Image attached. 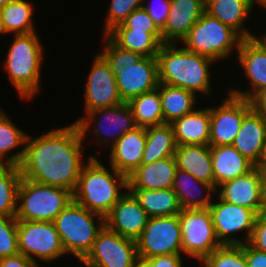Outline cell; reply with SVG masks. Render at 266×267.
<instances>
[{
    "mask_svg": "<svg viewBox=\"0 0 266 267\" xmlns=\"http://www.w3.org/2000/svg\"><path fill=\"white\" fill-rule=\"evenodd\" d=\"M201 264L205 267H249L243 245H222L208 255Z\"/></svg>",
    "mask_w": 266,
    "mask_h": 267,
    "instance_id": "cell-36",
    "label": "cell"
},
{
    "mask_svg": "<svg viewBox=\"0 0 266 267\" xmlns=\"http://www.w3.org/2000/svg\"><path fill=\"white\" fill-rule=\"evenodd\" d=\"M93 216H98V227ZM53 223L61 237L64 251L74 254L82 261L91 251L98 233L105 226V217L72 200Z\"/></svg>",
    "mask_w": 266,
    "mask_h": 267,
    "instance_id": "cell-6",
    "label": "cell"
},
{
    "mask_svg": "<svg viewBox=\"0 0 266 267\" xmlns=\"http://www.w3.org/2000/svg\"><path fill=\"white\" fill-rule=\"evenodd\" d=\"M164 43L157 54L159 82L187 91L210 92L209 64L214 61L205 56Z\"/></svg>",
    "mask_w": 266,
    "mask_h": 267,
    "instance_id": "cell-3",
    "label": "cell"
},
{
    "mask_svg": "<svg viewBox=\"0 0 266 267\" xmlns=\"http://www.w3.org/2000/svg\"><path fill=\"white\" fill-rule=\"evenodd\" d=\"M219 202L213 203L208 208L218 240L222 245H243L249 243L257 214L246 207L227 203L218 197ZM245 231L246 241H240L232 234Z\"/></svg>",
    "mask_w": 266,
    "mask_h": 267,
    "instance_id": "cell-13",
    "label": "cell"
},
{
    "mask_svg": "<svg viewBox=\"0 0 266 267\" xmlns=\"http://www.w3.org/2000/svg\"><path fill=\"white\" fill-rule=\"evenodd\" d=\"M17 241L19 253L34 263V256L49 262L66 254L61 237L50 221L18 220Z\"/></svg>",
    "mask_w": 266,
    "mask_h": 267,
    "instance_id": "cell-11",
    "label": "cell"
},
{
    "mask_svg": "<svg viewBox=\"0 0 266 267\" xmlns=\"http://www.w3.org/2000/svg\"><path fill=\"white\" fill-rule=\"evenodd\" d=\"M258 3L266 8V0H259Z\"/></svg>",
    "mask_w": 266,
    "mask_h": 267,
    "instance_id": "cell-51",
    "label": "cell"
},
{
    "mask_svg": "<svg viewBox=\"0 0 266 267\" xmlns=\"http://www.w3.org/2000/svg\"><path fill=\"white\" fill-rule=\"evenodd\" d=\"M5 33V29L3 26V22H2V16H1V12H0V35Z\"/></svg>",
    "mask_w": 266,
    "mask_h": 267,
    "instance_id": "cell-49",
    "label": "cell"
},
{
    "mask_svg": "<svg viewBox=\"0 0 266 267\" xmlns=\"http://www.w3.org/2000/svg\"><path fill=\"white\" fill-rule=\"evenodd\" d=\"M138 261L136 240L123 237L104 226L91 251L81 262L86 267H137Z\"/></svg>",
    "mask_w": 266,
    "mask_h": 267,
    "instance_id": "cell-12",
    "label": "cell"
},
{
    "mask_svg": "<svg viewBox=\"0 0 266 267\" xmlns=\"http://www.w3.org/2000/svg\"><path fill=\"white\" fill-rule=\"evenodd\" d=\"M139 259L182 254L179 215L152 217L136 240Z\"/></svg>",
    "mask_w": 266,
    "mask_h": 267,
    "instance_id": "cell-10",
    "label": "cell"
},
{
    "mask_svg": "<svg viewBox=\"0 0 266 267\" xmlns=\"http://www.w3.org/2000/svg\"><path fill=\"white\" fill-rule=\"evenodd\" d=\"M249 101L251 108L266 120V89L255 93Z\"/></svg>",
    "mask_w": 266,
    "mask_h": 267,
    "instance_id": "cell-46",
    "label": "cell"
},
{
    "mask_svg": "<svg viewBox=\"0 0 266 267\" xmlns=\"http://www.w3.org/2000/svg\"><path fill=\"white\" fill-rule=\"evenodd\" d=\"M220 107L210 108V146L232 145L244 116L252 109L250 101L228 92Z\"/></svg>",
    "mask_w": 266,
    "mask_h": 267,
    "instance_id": "cell-14",
    "label": "cell"
},
{
    "mask_svg": "<svg viewBox=\"0 0 266 267\" xmlns=\"http://www.w3.org/2000/svg\"><path fill=\"white\" fill-rule=\"evenodd\" d=\"M136 126L149 127L164 123L159 89L143 93L128 102Z\"/></svg>",
    "mask_w": 266,
    "mask_h": 267,
    "instance_id": "cell-33",
    "label": "cell"
},
{
    "mask_svg": "<svg viewBox=\"0 0 266 267\" xmlns=\"http://www.w3.org/2000/svg\"><path fill=\"white\" fill-rule=\"evenodd\" d=\"M150 218L178 215L182 208L172 188L128 189Z\"/></svg>",
    "mask_w": 266,
    "mask_h": 267,
    "instance_id": "cell-29",
    "label": "cell"
},
{
    "mask_svg": "<svg viewBox=\"0 0 266 267\" xmlns=\"http://www.w3.org/2000/svg\"><path fill=\"white\" fill-rule=\"evenodd\" d=\"M181 255H161L139 259L137 267H182Z\"/></svg>",
    "mask_w": 266,
    "mask_h": 267,
    "instance_id": "cell-42",
    "label": "cell"
},
{
    "mask_svg": "<svg viewBox=\"0 0 266 267\" xmlns=\"http://www.w3.org/2000/svg\"><path fill=\"white\" fill-rule=\"evenodd\" d=\"M265 144L266 120L251 109L244 116L232 145L241 155L257 166L261 161Z\"/></svg>",
    "mask_w": 266,
    "mask_h": 267,
    "instance_id": "cell-22",
    "label": "cell"
},
{
    "mask_svg": "<svg viewBox=\"0 0 266 267\" xmlns=\"http://www.w3.org/2000/svg\"><path fill=\"white\" fill-rule=\"evenodd\" d=\"M174 156L178 169L214 187L210 145H177Z\"/></svg>",
    "mask_w": 266,
    "mask_h": 267,
    "instance_id": "cell-27",
    "label": "cell"
},
{
    "mask_svg": "<svg viewBox=\"0 0 266 267\" xmlns=\"http://www.w3.org/2000/svg\"><path fill=\"white\" fill-rule=\"evenodd\" d=\"M33 264L34 262L22 253L0 258V267H31Z\"/></svg>",
    "mask_w": 266,
    "mask_h": 267,
    "instance_id": "cell-45",
    "label": "cell"
},
{
    "mask_svg": "<svg viewBox=\"0 0 266 267\" xmlns=\"http://www.w3.org/2000/svg\"><path fill=\"white\" fill-rule=\"evenodd\" d=\"M243 251L249 267H266V253L256 250L249 243L243 244Z\"/></svg>",
    "mask_w": 266,
    "mask_h": 267,
    "instance_id": "cell-44",
    "label": "cell"
},
{
    "mask_svg": "<svg viewBox=\"0 0 266 267\" xmlns=\"http://www.w3.org/2000/svg\"><path fill=\"white\" fill-rule=\"evenodd\" d=\"M73 200L69 190L39 184L22 178L17 192L16 219L24 221L53 222L58 214Z\"/></svg>",
    "mask_w": 266,
    "mask_h": 267,
    "instance_id": "cell-7",
    "label": "cell"
},
{
    "mask_svg": "<svg viewBox=\"0 0 266 267\" xmlns=\"http://www.w3.org/2000/svg\"><path fill=\"white\" fill-rule=\"evenodd\" d=\"M21 179L19 166L0 165V216L16 215L17 192Z\"/></svg>",
    "mask_w": 266,
    "mask_h": 267,
    "instance_id": "cell-35",
    "label": "cell"
},
{
    "mask_svg": "<svg viewBox=\"0 0 266 267\" xmlns=\"http://www.w3.org/2000/svg\"><path fill=\"white\" fill-rule=\"evenodd\" d=\"M261 175V193L263 212H266V166H256Z\"/></svg>",
    "mask_w": 266,
    "mask_h": 267,
    "instance_id": "cell-47",
    "label": "cell"
},
{
    "mask_svg": "<svg viewBox=\"0 0 266 267\" xmlns=\"http://www.w3.org/2000/svg\"><path fill=\"white\" fill-rule=\"evenodd\" d=\"M114 29H133L134 31H145L146 33H161V30L143 7L134 10L122 24Z\"/></svg>",
    "mask_w": 266,
    "mask_h": 267,
    "instance_id": "cell-40",
    "label": "cell"
},
{
    "mask_svg": "<svg viewBox=\"0 0 266 267\" xmlns=\"http://www.w3.org/2000/svg\"><path fill=\"white\" fill-rule=\"evenodd\" d=\"M149 219L138 200L127 190L105 216V226L123 237L137 240Z\"/></svg>",
    "mask_w": 266,
    "mask_h": 267,
    "instance_id": "cell-17",
    "label": "cell"
},
{
    "mask_svg": "<svg viewBox=\"0 0 266 267\" xmlns=\"http://www.w3.org/2000/svg\"><path fill=\"white\" fill-rule=\"evenodd\" d=\"M146 135L141 165L174 156L177 143L171 123L146 127Z\"/></svg>",
    "mask_w": 266,
    "mask_h": 267,
    "instance_id": "cell-31",
    "label": "cell"
},
{
    "mask_svg": "<svg viewBox=\"0 0 266 267\" xmlns=\"http://www.w3.org/2000/svg\"><path fill=\"white\" fill-rule=\"evenodd\" d=\"M107 36L120 48L143 57H157L162 44L161 33H146L133 29H113Z\"/></svg>",
    "mask_w": 266,
    "mask_h": 267,
    "instance_id": "cell-30",
    "label": "cell"
},
{
    "mask_svg": "<svg viewBox=\"0 0 266 267\" xmlns=\"http://www.w3.org/2000/svg\"><path fill=\"white\" fill-rule=\"evenodd\" d=\"M257 166H266V144L264 146V151H263L261 161Z\"/></svg>",
    "mask_w": 266,
    "mask_h": 267,
    "instance_id": "cell-48",
    "label": "cell"
},
{
    "mask_svg": "<svg viewBox=\"0 0 266 267\" xmlns=\"http://www.w3.org/2000/svg\"><path fill=\"white\" fill-rule=\"evenodd\" d=\"M176 170L175 156L140 165L127 176V189L151 190L172 188Z\"/></svg>",
    "mask_w": 266,
    "mask_h": 267,
    "instance_id": "cell-23",
    "label": "cell"
},
{
    "mask_svg": "<svg viewBox=\"0 0 266 267\" xmlns=\"http://www.w3.org/2000/svg\"><path fill=\"white\" fill-rule=\"evenodd\" d=\"M157 88L161 96L164 123H172L194 111L196 96L193 92L164 83H159Z\"/></svg>",
    "mask_w": 266,
    "mask_h": 267,
    "instance_id": "cell-32",
    "label": "cell"
},
{
    "mask_svg": "<svg viewBox=\"0 0 266 267\" xmlns=\"http://www.w3.org/2000/svg\"><path fill=\"white\" fill-rule=\"evenodd\" d=\"M36 32L15 36L4 67L21 98L29 100L39 90L43 45Z\"/></svg>",
    "mask_w": 266,
    "mask_h": 267,
    "instance_id": "cell-5",
    "label": "cell"
},
{
    "mask_svg": "<svg viewBox=\"0 0 266 267\" xmlns=\"http://www.w3.org/2000/svg\"><path fill=\"white\" fill-rule=\"evenodd\" d=\"M142 3L144 0H112L103 34L107 35L116 26L122 24L134 10L143 7Z\"/></svg>",
    "mask_w": 266,
    "mask_h": 267,
    "instance_id": "cell-38",
    "label": "cell"
},
{
    "mask_svg": "<svg viewBox=\"0 0 266 267\" xmlns=\"http://www.w3.org/2000/svg\"><path fill=\"white\" fill-rule=\"evenodd\" d=\"M28 134L24 133L0 110V165L10 150L26 144Z\"/></svg>",
    "mask_w": 266,
    "mask_h": 267,
    "instance_id": "cell-37",
    "label": "cell"
},
{
    "mask_svg": "<svg viewBox=\"0 0 266 267\" xmlns=\"http://www.w3.org/2000/svg\"><path fill=\"white\" fill-rule=\"evenodd\" d=\"M105 48L100 54L106 59L116 78L123 102L156 89L159 85L157 57L141 54L117 46L107 35Z\"/></svg>",
    "mask_w": 266,
    "mask_h": 267,
    "instance_id": "cell-2",
    "label": "cell"
},
{
    "mask_svg": "<svg viewBox=\"0 0 266 267\" xmlns=\"http://www.w3.org/2000/svg\"><path fill=\"white\" fill-rule=\"evenodd\" d=\"M83 165L73 200L89 211L105 217L125 194L119 189L128 188L127 176L112 167L109 172L94 156ZM113 174V175H112Z\"/></svg>",
    "mask_w": 266,
    "mask_h": 267,
    "instance_id": "cell-4",
    "label": "cell"
},
{
    "mask_svg": "<svg viewBox=\"0 0 266 267\" xmlns=\"http://www.w3.org/2000/svg\"><path fill=\"white\" fill-rule=\"evenodd\" d=\"M87 115H88V117H84V118L81 117V119H78L77 121L74 122L80 128V131H81L83 138H85L87 136L85 134L87 133L88 129L90 128V126L92 124L91 121H94V119H95V121H94V126H95L94 135L96 136V138L99 139L100 137H98V136L101 135L100 133H103V135H105V137H107L108 135L110 136V132H111V135L113 136L112 142L110 139H108V140H107V138L103 139L104 144H107V143H109L108 141H110L111 146L114 145L118 141V139L121 138L124 134H126L127 132H129L130 130H132L136 127L132 110H131L129 104L126 102H123V103H121L117 106H113V107L94 109V110L88 112ZM98 115H99V119L96 121V118L98 117ZM104 120L106 122V125L108 124L109 127L108 126L107 127L111 131L109 130V132H108V130H107L104 132L103 129H105V126H104L105 124L104 125L102 124L104 122ZM97 123H99V124H97ZM113 129H114V131H113Z\"/></svg>",
    "mask_w": 266,
    "mask_h": 267,
    "instance_id": "cell-16",
    "label": "cell"
},
{
    "mask_svg": "<svg viewBox=\"0 0 266 267\" xmlns=\"http://www.w3.org/2000/svg\"><path fill=\"white\" fill-rule=\"evenodd\" d=\"M95 60L85 88V110L113 107L123 103L116 78L106 59L99 53Z\"/></svg>",
    "mask_w": 266,
    "mask_h": 267,
    "instance_id": "cell-15",
    "label": "cell"
},
{
    "mask_svg": "<svg viewBox=\"0 0 266 267\" xmlns=\"http://www.w3.org/2000/svg\"><path fill=\"white\" fill-rule=\"evenodd\" d=\"M237 51L239 63L253 87L252 92L233 89L229 93L249 100L255 93L266 89V43L261 37L246 38Z\"/></svg>",
    "mask_w": 266,
    "mask_h": 267,
    "instance_id": "cell-18",
    "label": "cell"
},
{
    "mask_svg": "<svg viewBox=\"0 0 266 267\" xmlns=\"http://www.w3.org/2000/svg\"><path fill=\"white\" fill-rule=\"evenodd\" d=\"M13 0H0V9Z\"/></svg>",
    "mask_w": 266,
    "mask_h": 267,
    "instance_id": "cell-50",
    "label": "cell"
},
{
    "mask_svg": "<svg viewBox=\"0 0 266 267\" xmlns=\"http://www.w3.org/2000/svg\"><path fill=\"white\" fill-rule=\"evenodd\" d=\"M182 252L203 261L222 244L217 238L209 209H182Z\"/></svg>",
    "mask_w": 266,
    "mask_h": 267,
    "instance_id": "cell-9",
    "label": "cell"
},
{
    "mask_svg": "<svg viewBox=\"0 0 266 267\" xmlns=\"http://www.w3.org/2000/svg\"><path fill=\"white\" fill-rule=\"evenodd\" d=\"M204 12L205 0H170V12L161 29L162 42L182 41Z\"/></svg>",
    "mask_w": 266,
    "mask_h": 267,
    "instance_id": "cell-20",
    "label": "cell"
},
{
    "mask_svg": "<svg viewBox=\"0 0 266 267\" xmlns=\"http://www.w3.org/2000/svg\"><path fill=\"white\" fill-rule=\"evenodd\" d=\"M258 0H205V12L235 30L243 39L255 37L242 25Z\"/></svg>",
    "mask_w": 266,
    "mask_h": 267,
    "instance_id": "cell-25",
    "label": "cell"
},
{
    "mask_svg": "<svg viewBox=\"0 0 266 267\" xmlns=\"http://www.w3.org/2000/svg\"><path fill=\"white\" fill-rule=\"evenodd\" d=\"M249 244L256 250L266 253V212L257 216Z\"/></svg>",
    "mask_w": 266,
    "mask_h": 267,
    "instance_id": "cell-41",
    "label": "cell"
},
{
    "mask_svg": "<svg viewBox=\"0 0 266 267\" xmlns=\"http://www.w3.org/2000/svg\"><path fill=\"white\" fill-rule=\"evenodd\" d=\"M210 153L215 189L226 181L247 174L255 167L233 145L210 146Z\"/></svg>",
    "mask_w": 266,
    "mask_h": 267,
    "instance_id": "cell-24",
    "label": "cell"
},
{
    "mask_svg": "<svg viewBox=\"0 0 266 267\" xmlns=\"http://www.w3.org/2000/svg\"><path fill=\"white\" fill-rule=\"evenodd\" d=\"M17 225L18 220L15 216H0V258L19 253Z\"/></svg>",
    "mask_w": 266,
    "mask_h": 267,
    "instance_id": "cell-39",
    "label": "cell"
},
{
    "mask_svg": "<svg viewBox=\"0 0 266 267\" xmlns=\"http://www.w3.org/2000/svg\"><path fill=\"white\" fill-rule=\"evenodd\" d=\"M218 187L217 197L221 200L246 207L257 215L263 213L261 175L256 166L247 174L226 181Z\"/></svg>",
    "mask_w": 266,
    "mask_h": 267,
    "instance_id": "cell-19",
    "label": "cell"
},
{
    "mask_svg": "<svg viewBox=\"0 0 266 267\" xmlns=\"http://www.w3.org/2000/svg\"><path fill=\"white\" fill-rule=\"evenodd\" d=\"M197 188H202L207 193L202 196L200 194L201 190L198 192ZM172 189L177 195L182 209H208L212 204L210 200L212 194L210 193L217 192L211 184L199 181L192 174L178 168L175 173ZM200 195L201 198L198 199Z\"/></svg>",
    "mask_w": 266,
    "mask_h": 267,
    "instance_id": "cell-28",
    "label": "cell"
},
{
    "mask_svg": "<svg viewBox=\"0 0 266 267\" xmlns=\"http://www.w3.org/2000/svg\"><path fill=\"white\" fill-rule=\"evenodd\" d=\"M171 125L177 145H209L210 108L194 109Z\"/></svg>",
    "mask_w": 266,
    "mask_h": 267,
    "instance_id": "cell-26",
    "label": "cell"
},
{
    "mask_svg": "<svg viewBox=\"0 0 266 267\" xmlns=\"http://www.w3.org/2000/svg\"><path fill=\"white\" fill-rule=\"evenodd\" d=\"M242 40L235 30L204 12L181 42L190 52L215 62L230 56L232 49L238 50Z\"/></svg>",
    "mask_w": 266,
    "mask_h": 267,
    "instance_id": "cell-8",
    "label": "cell"
},
{
    "mask_svg": "<svg viewBox=\"0 0 266 267\" xmlns=\"http://www.w3.org/2000/svg\"><path fill=\"white\" fill-rule=\"evenodd\" d=\"M80 128L73 123L31 139L24 148L7 156L5 164L19 166L21 176L39 184L75 191L83 162Z\"/></svg>",
    "mask_w": 266,
    "mask_h": 267,
    "instance_id": "cell-1",
    "label": "cell"
},
{
    "mask_svg": "<svg viewBox=\"0 0 266 267\" xmlns=\"http://www.w3.org/2000/svg\"><path fill=\"white\" fill-rule=\"evenodd\" d=\"M152 6L143 5V8L147 11L149 16L153 19L157 27L161 30L164 27L167 17L170 12V0H159L158 5L156 4L155 7H152Z\"/></svg>",
    "mask_w": 266,
    "mask_h": 267,
    "instance_id": "cell-43",
    "label": "cell"
},
{
    "mask_svg": "<svg viewBox=\"0 0 266 267\" xmlns=\"http://www.w3.org/2000/svg\"><path fill=\"white\" fill-rule=\"evenodd\" d=\"M31 267H39V264H37V262H36Z\"/></svg>",
    "mask_w": 266,
    "mask_h": 267,
    "instance_id": "cell-53",
    "label": "cell"
},
{
    "mask_svg": "<svg viewBox=\"0 0 266 267\" xmlns=\"http://www.w3.org/2000/svg\"><path fill=\"white\" fill-rule=\"evenodd\" d=\"M146 128L136 126L111 146L110 165L129 176L142 162L146 145Z\"/></svg>",
    "mask_w": 266,
    "mask_h": 267,
    "instance_id": "cell-21",
    "label": "cell"
},
{
    "mask_svg": "<svg viewBox=\"0 0 266 267\" xmlns=\"http://www.w3.org/2000/svg\"><path fill=\"white\" fill-rule=\"evenodd\" d=\"M261 39L266 43V33L264 34V36H262Z\"/></svg>",
    "mask_w": 266,
    "mask_h": 267,
    "instance_id": "cell-52",
    "label": "cell"
},
{
    "mask_svg": "<svg viewBox=\"0 0 266 267\" xmlns=\"http://www.w3.org/2000/svg\"><path fill=\"white\" fill-rule=\"evenodd\" d=\"M5 33L16 35L35 32L32 23L33 7L25 0H13L0 9Z\"/></svg>",
    "mask_w": 266,
    "mask_h": 267,
    "instance_id": "cell-34",
    "label": "cell"
}]
</instances>
